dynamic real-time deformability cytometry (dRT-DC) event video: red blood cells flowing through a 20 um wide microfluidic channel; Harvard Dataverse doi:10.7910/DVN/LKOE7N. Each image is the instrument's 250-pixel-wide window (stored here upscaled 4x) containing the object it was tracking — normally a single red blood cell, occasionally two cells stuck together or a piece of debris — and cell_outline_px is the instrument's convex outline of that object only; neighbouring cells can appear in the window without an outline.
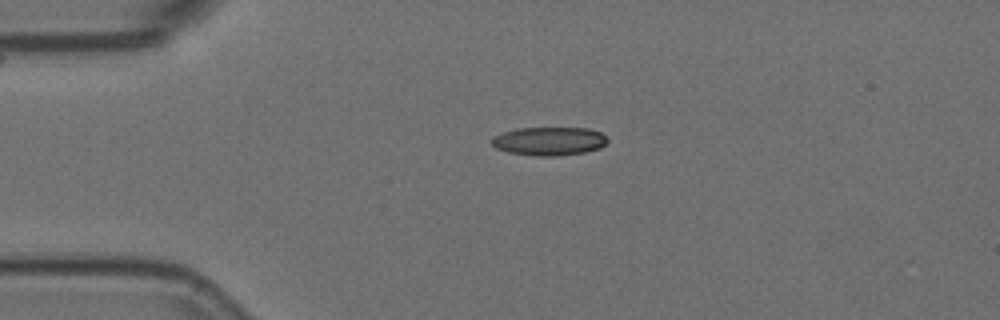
{"species": "Egyptian fruit bat (a non-hibernating species)", "species_latin": "Rousettus aegyptiacus", "temperature_condition": "room temperature", "stored_images_in_passage": 2, "camera_frame_rate_fps": 3000, "um_per_image_px": 0.085, "animal": {"sex": "female"}, "frame": {"image": 1, "passage_image": 1, "time_ms": 0.0, "image_size_px": [1000, 320], "cell_outline_px": [[608, 140], [600, 148], [584, 152], [556, 156], [536, 156], [508, 152], [496, 148], [492, 144], [492, 136], [516, 128], [588, 128], [600, 132]], "centroid_in_image_um": [46.66, 11.99], "position_along_channel_um": 38.3, "area_um2": 19.13}}